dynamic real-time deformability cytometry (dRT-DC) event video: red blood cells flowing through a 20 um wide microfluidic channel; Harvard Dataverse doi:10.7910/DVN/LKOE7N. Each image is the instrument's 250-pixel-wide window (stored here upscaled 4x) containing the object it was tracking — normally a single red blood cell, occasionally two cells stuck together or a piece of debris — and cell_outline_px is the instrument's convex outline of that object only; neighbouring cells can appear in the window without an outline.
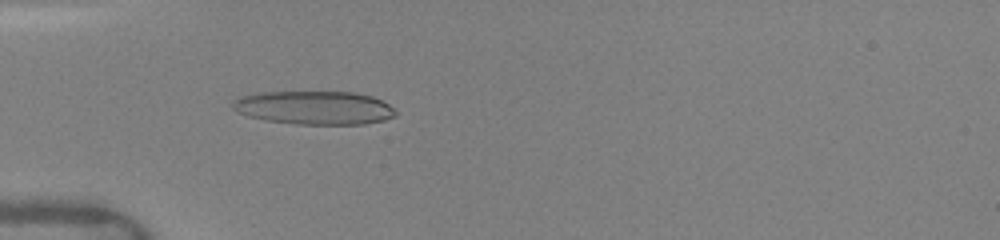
{"species": "human", "species_latin": "Homo sapiens", "temperature_condition": "warm", "stored_images_in_passage": 18, "camera_frame_rate_fps": 3000, "um_per_image_px": 0.085, "donor": {"sex": "female"}, "frame": {"image": 1, "passage_image": 13, "time_ms": 5.0, "image_size_px": [1000, 240], "cell_outline_px": [[396, 116], [384, 120], [364, 124], [296, 124], [264, 120], [248, 116], [236, 112], [232, 108], [232, 100], [256, 92], [352, 92], [372, 96], [388, 104], [396, 112]], "centroid_in_image_um": [26.68, 9.16], "position_along_channel_um": 58.3, "area_um2": 31.85}}
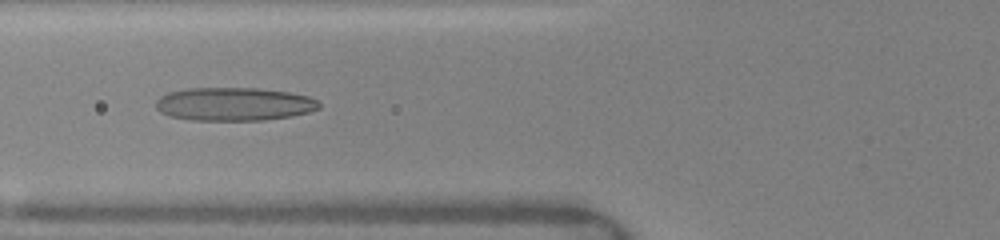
{"frame": {"image": 2, "passage_image": 16, "time_ms": 6.333, "image_size_px": [1000, 240], "cell_outline_px": [[320, 108], [308, 112], [292, 116], [264, 120], [192, 120], [172, 116], [160, 112], [156, 108], [156, 100], [160, 96], [168, 92], [188, 88], [256, 88], [288, 92], [308, 96], [316, 100], [320, 104]], "centroid_in_image_um": [19.88, 8.84], "position_along_channel_um": 105.9, "area_um2": 31.62}}